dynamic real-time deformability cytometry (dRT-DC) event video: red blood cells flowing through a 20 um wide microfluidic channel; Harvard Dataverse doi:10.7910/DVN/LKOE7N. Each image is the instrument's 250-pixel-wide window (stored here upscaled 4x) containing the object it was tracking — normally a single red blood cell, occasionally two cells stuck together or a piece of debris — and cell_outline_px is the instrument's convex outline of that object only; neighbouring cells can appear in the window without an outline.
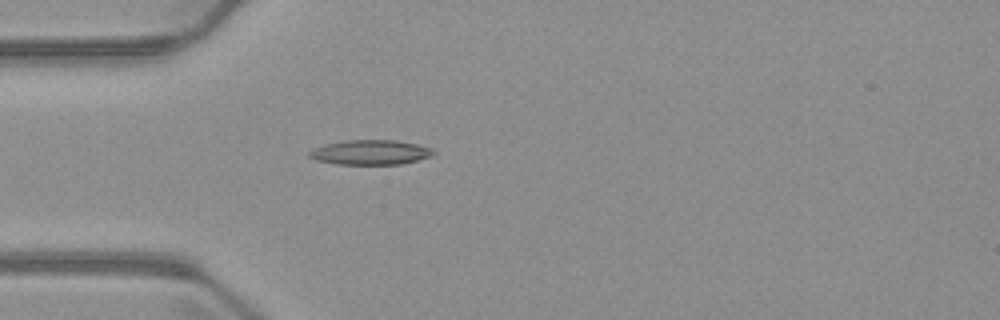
{"species": "common noctule bat (a hibernating species)", "species_latin": "Nyctalus noctula", "temperature_condition": "warm", "stored_images_in_passage": 4, "camera_frame_rate_fps": 3000, "um_per_image_px": 0.085, "animal": {"sex": "male", "body_mass_g": 23.1, "forearm_length_mm": 52.7}, "frame": {"image": 1, "passage_image": 4, "time_ms": 3.667, "image_size_px": [1000, 320], "cell_outline_px": [[436, 152], [432, 156], [400, 164], [336, 164], [316, 160], [308, 156], [308, 152], [324, 144], [344, 140], [396, 140], [416, 144], [432, 148]], "centroid_in_image_um": [31.48, 12.94], "position_along_channel_um": 53.5, "area_um2": 17.86}}